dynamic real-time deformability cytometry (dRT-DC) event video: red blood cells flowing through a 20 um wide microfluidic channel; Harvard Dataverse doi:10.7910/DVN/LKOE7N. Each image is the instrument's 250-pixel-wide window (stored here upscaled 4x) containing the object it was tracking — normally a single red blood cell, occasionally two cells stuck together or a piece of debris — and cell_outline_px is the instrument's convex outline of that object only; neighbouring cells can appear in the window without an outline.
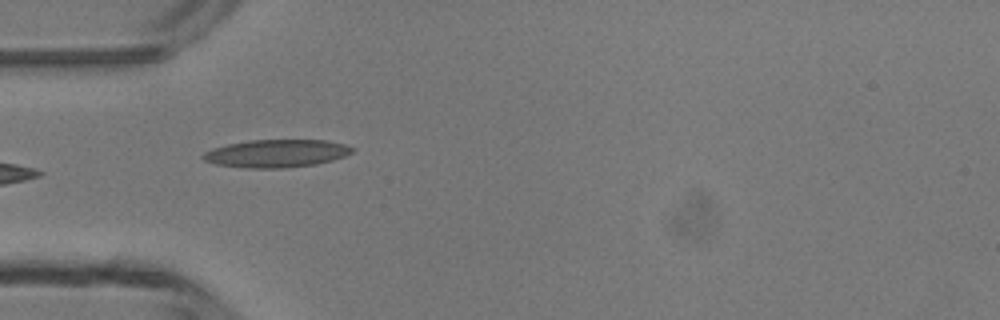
{"species": "common noctule bat (a hibernating species)", "species_latin": "Nyctalus noctula", "temperature_condition": "room temperature", "stored_images_in_passage": 3, "camera_frame_rate_fps": 3000, "um_per_image_px": 0.085, "animal": {"sex": "male", "body_mass_g": 13.3}, "frame": {"image": 1, "passage_image": 3, "time_ms": 2.333, "image_size_px": [1000, 320], "cell_outline_px": [[356, 148], [352, 152], [344, 156], [332, 160], [316, 164], [284, 168], [248, 168], [216, 164], [204, 160], [200, 156], [204, 152], [212, 148], [228, 144], [248, 140], [324, 140], [344, 144]], "centroid_in_image_um": [23.48, 13.04], "position_along_channel_um": 61.5, "area_um2": 24.16}}